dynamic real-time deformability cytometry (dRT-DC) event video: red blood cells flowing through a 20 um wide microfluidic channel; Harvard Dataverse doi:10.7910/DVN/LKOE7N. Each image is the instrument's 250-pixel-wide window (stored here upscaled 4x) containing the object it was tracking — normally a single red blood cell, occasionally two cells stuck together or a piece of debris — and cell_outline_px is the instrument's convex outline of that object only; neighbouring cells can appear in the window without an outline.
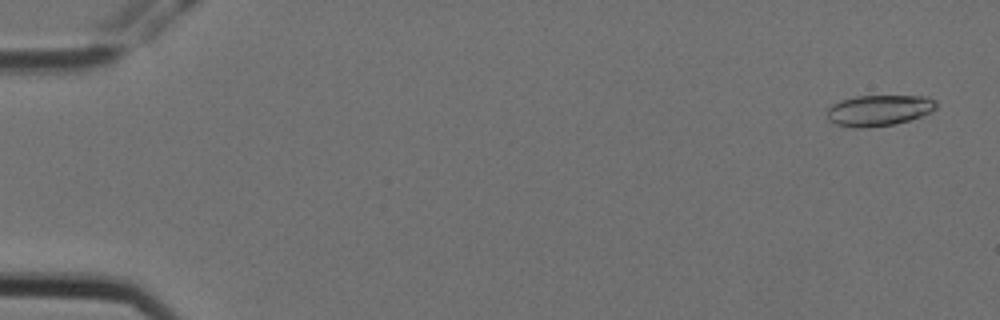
{"species": "Egyptian fruit bat (a non-hibernating species)", "species_latin": "Rousettus aegyptiacus", "temperature_condition": "cold", "stored_images_in_passage": 8, "camera_frame_rate_fps": 3000, "um_per_image_px": 0.085, "animal": {"sex": "female"}, "frame": {"image": 1, "passage_image": 1, "time_ms": 0.0, "image_size_px": [1000, 320], "cell_outline_px": [[936, 108], [932, 112], [908, 120], [892, 124], [868, 128], [856, 128], [836, 124], [828, 120], [828, 108], [832, 104], [840, 100], [856, 96], [928, 96], [936, 100]], "centroid_in_image_um": [74.71, 9.37], "position_along_channel_um": 10.3, "area_um2": 19.71}}
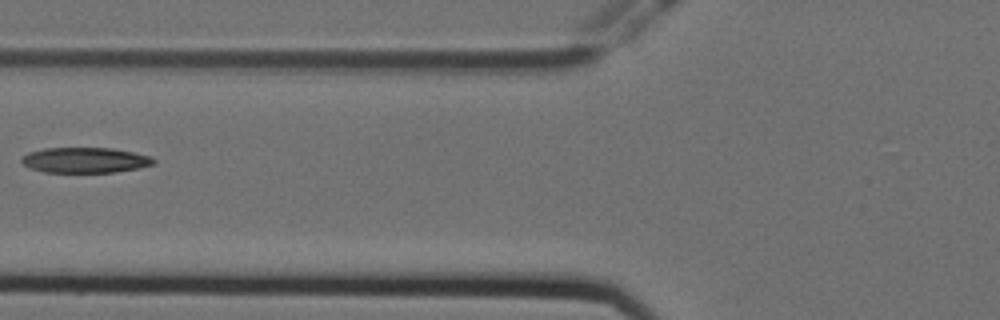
{"frame": {"image": 2, "passage_image": 7, "time_ms": 2.0, "image_size_px": [1000, 320], "cell_outline_px": [[156, 164], [140, 168], [112, 172], [44, 172], [32, 168], [24, 164], [20, 160], [28, 152], [44, 148], [112, 148], [132, 152], [148, 156], [156, 160]], "centroid_in_image_um": [7.25, 13.61], "position_along_channel_um": 118.5, "area_um2": 19.42}}
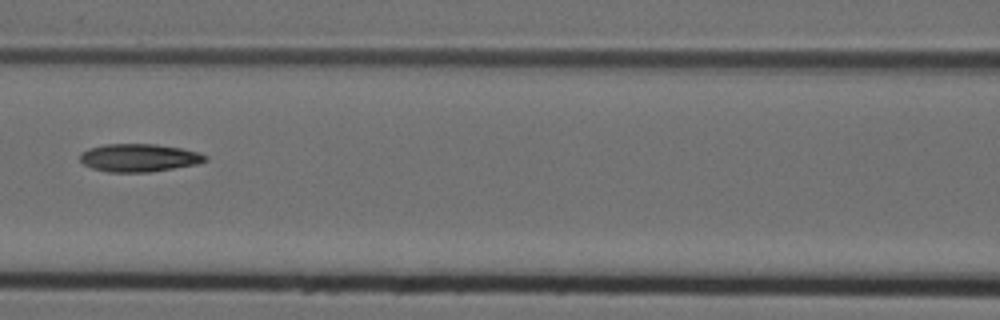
{"frame": {"image": 3, "passage_image": 8, "time_ms": 2.333, "image_size_px": [1000, 320], "cell_outline_px": [[208, 160], [196, 164], [152, 172], [108, 172], [92, 168], [84, 164], [80, 160], [80, 152], [88, 148], [104, 144], [156, 144], [180, 148], [200, 152], [208, 156]], "centroid_in_image_um": [11.82, 13.41], "position_along_channel_um": 154.8, "area_um2": 20.52}}